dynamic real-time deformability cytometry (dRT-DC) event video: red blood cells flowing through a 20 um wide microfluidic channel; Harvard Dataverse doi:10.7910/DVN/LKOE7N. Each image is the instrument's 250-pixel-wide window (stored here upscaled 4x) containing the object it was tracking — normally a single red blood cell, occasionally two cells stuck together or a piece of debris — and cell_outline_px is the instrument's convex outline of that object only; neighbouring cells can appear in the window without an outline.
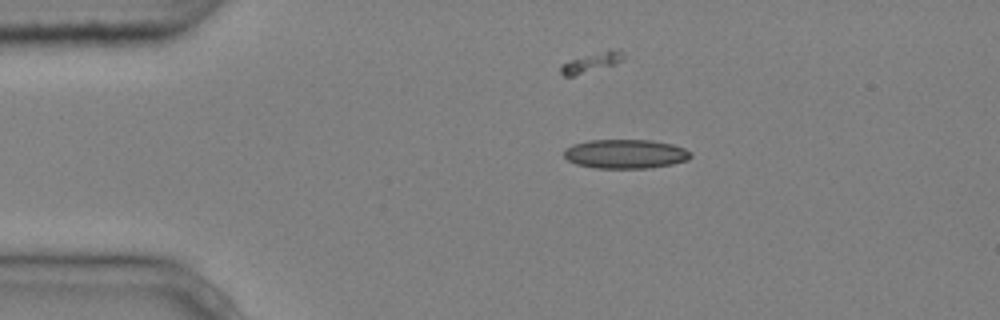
{"species": "common noctule bat (a hibernating species)", "species_latin": "Nyctalus noctula", "temperature_condition": "cold", "stored_images_in_passage": 3, "camera_frame_rate_fps": 3000, "um_per_image_px": 0.085, "animal": {"sex": "male", "body_mass_g": 20.4}, "frame": {"image": 1, "passage_image": 2, "time_ms": 0.333, "image_size_px": [1000, 320], "cell_outline_px": [[692, 156], [688, 160], [672, 164], [648, 168], [596, 168], [576, 164], [568, 160], [564, 156], [564, 148], [572, 144], [588, 140], [652, 140], [672, 144], [684, 148], [692, 152]], "centroid_in_image_um": [53.16, 13.08], "position_along_channel_um": 31.8, "area_um2": 21.68}}